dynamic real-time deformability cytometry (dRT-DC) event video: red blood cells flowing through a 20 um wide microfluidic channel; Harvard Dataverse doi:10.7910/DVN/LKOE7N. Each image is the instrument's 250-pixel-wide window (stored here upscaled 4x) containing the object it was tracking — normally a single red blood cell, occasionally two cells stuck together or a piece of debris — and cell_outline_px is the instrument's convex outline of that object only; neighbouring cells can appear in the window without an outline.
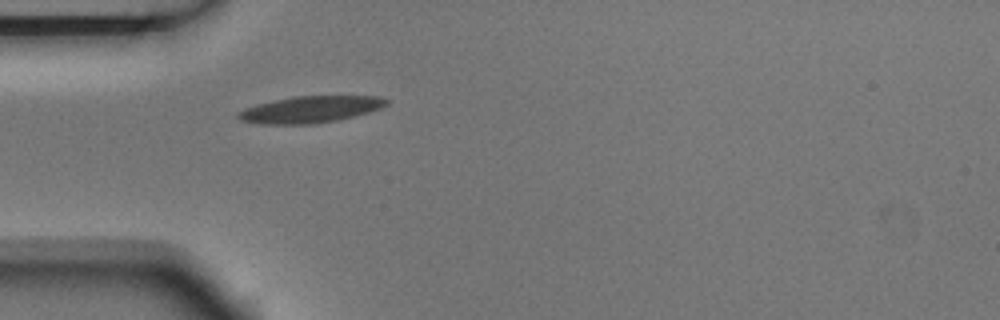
{"species": "Egyptian fruit bat (a non-hibernating species)", "species_latin": "Rousettus aegyptiacus", "temperature_condition": "room temperature", "stored_images_in_passage": 4, "camera_frame_rate_fps": 3000, "um_per_image_px": 0.085, "animal": {"sex": "male"}, "frame": {"image": 1, "passage_image": 4, "time_ms": 1.0, "image_size_px": [1000, 320], "cell_outline_px": [[388, 104], [380, 108], [368, 112], [336, 120], [308, 124], [260, 124], [240, 120], [236, 116], [236, 112], [244, 108], [256, 104], [272, 100], [292, 96], [380, 96], [388, 100]], "centroid_in_image_um": [26.31, 9.29], "position_along_channel_um": 58.7, "area_um2": 23.0}}